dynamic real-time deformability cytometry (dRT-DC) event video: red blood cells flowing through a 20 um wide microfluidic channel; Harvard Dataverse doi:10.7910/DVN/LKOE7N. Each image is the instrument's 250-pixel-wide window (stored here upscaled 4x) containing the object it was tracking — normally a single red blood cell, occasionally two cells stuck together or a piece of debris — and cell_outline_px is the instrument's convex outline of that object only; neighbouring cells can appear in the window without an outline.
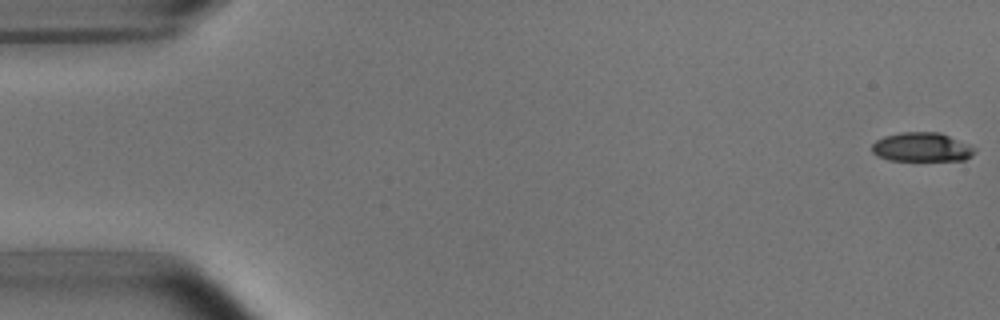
{"species": "common noctule bat (a hibernating species)", "species_latin": "Nyctalus noctula", "temperature_condition": "room temperature", "stored_images_in_passage": 5, "camera_frame_rate_fps": 3000, "um_per_image_px": 0.085, "animal": {"sex": "male", "body_mass_g": 15.6}, "frame": {"image": 1, "passage_image": 1, "time_ms": 0.0, "image_size_px": [1000, 320], "cell_outline_px": [[976, 152], [972, 156], [964, 160], [888, 160], [876, 156], [872, 152], [872, 144], [876, 140], [884, 136], [900, 132], [940, 132], [968, 144], [976, 148]], "centroid_in_image_um": [78.34, 12.51], "position_along_channel_um": 6.7, "area_um2": 17.51}}
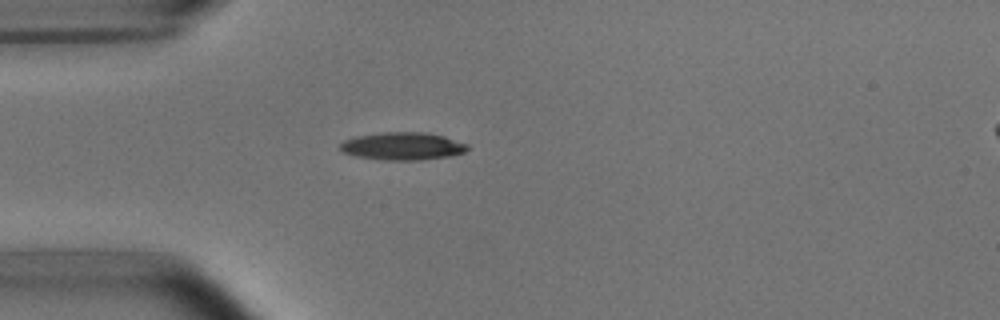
{"frame": {"image": 2, "passage_image": 5, "time_ms": 4.667, "image_size_px": [1000, 320], "cell_outline_px": [[468, 148], [464, 152], [452, 156], [420, 160], [384, 160], [356, 156], [340, 152], [340, 144], [344, 140], [356, 136], [380, 132], [428, 132], [444, 136], [468, 144]], "centroid_in_image_um": [34.21, 12.42], "position_along_channel_um": 50.8, "area_um2": 20.75}}